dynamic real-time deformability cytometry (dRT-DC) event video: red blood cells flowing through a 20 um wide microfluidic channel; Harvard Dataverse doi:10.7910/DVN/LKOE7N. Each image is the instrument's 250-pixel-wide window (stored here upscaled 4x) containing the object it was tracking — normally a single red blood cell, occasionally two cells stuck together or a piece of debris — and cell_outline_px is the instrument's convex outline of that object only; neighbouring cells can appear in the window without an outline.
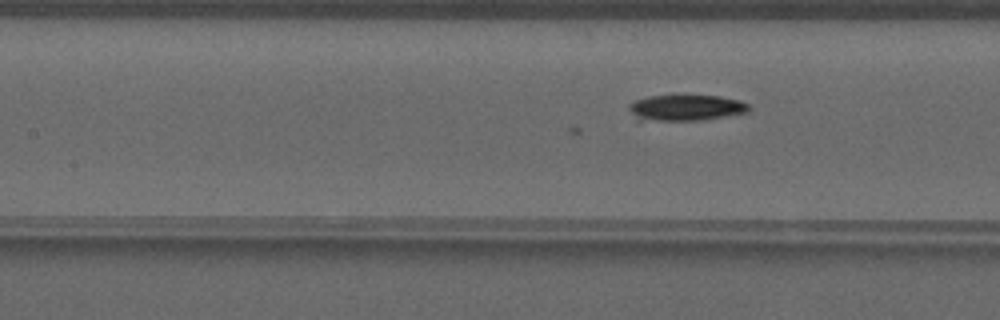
{"species": "common noctule bat (a hibernating species)", "species_latin": "Nyctalus noctula", "temperature_condition": "warm", "stored_images_in_passage": 46, "camera_frame_rate_fps": 3000, "um_per_image_px": 0.085, "animal": {"sex": "male", "forearm_length_mm": 52.5}, "frame": {"image": 1, "passage_image": 23, "time_ms": 7.333, "image_size_px": [1000, 320], "cell_outline_px": [[752, 108], [748, 112], [704, 120], [636, 120], [628, 108], [628, 104], [632, 100], [648, 96], [720, 96], [740, 100], [748, 104]], "centroid_in_image_um": [58.29, 9.16], "position_along_channel_um": 149.1, "area_um2": 18.26}}
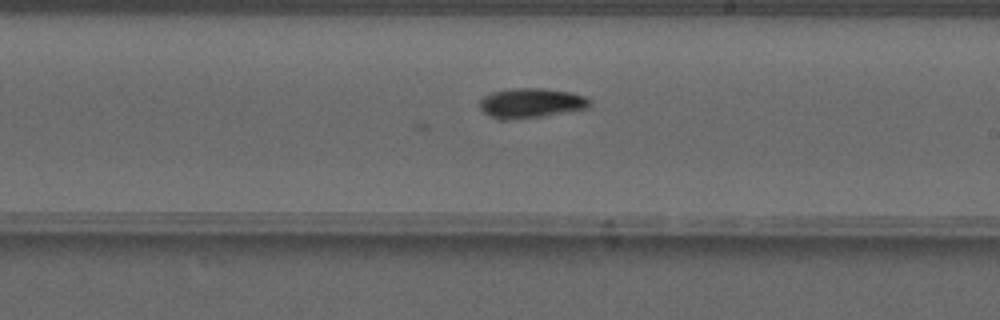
{"frame": {"image": 2, "passage_image": 30, "time_ms": 9.667, "image_size_px": [1000, 320], "cell_outline_px": [[592, 104], [588, 108], [544, 116], [508, 120], [496, 120], [484, 112], [480, 108], [480, 100], [484, 96], [492, 92], [512, 88], [544, 88], [572, 92], [584, 96], [592, 100]], "centroid_in_image_um": [45.15, 8.76], "position_along_channel_um": 243.8, "area_um2": 19.36}}
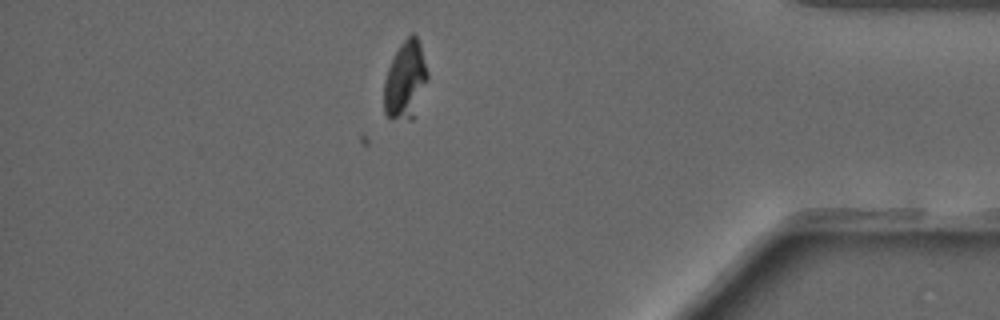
{"frame": {"image": 3, "passage_image": 44, "time_ms": 14.333, "image_size_px": [1000, 320], "cell_outline_px": [[428, 80], [412, 120], [408, 120], [388, 116], [384, 112], [384, 84], [388, 68], [400, 44], [412, 32], [416, 36], [420, 44], [428, 72]], "centroid_in_image_um": [34.47, 6.8], "position_along_channel_um": 400.7, "area_um2": 19.54}}